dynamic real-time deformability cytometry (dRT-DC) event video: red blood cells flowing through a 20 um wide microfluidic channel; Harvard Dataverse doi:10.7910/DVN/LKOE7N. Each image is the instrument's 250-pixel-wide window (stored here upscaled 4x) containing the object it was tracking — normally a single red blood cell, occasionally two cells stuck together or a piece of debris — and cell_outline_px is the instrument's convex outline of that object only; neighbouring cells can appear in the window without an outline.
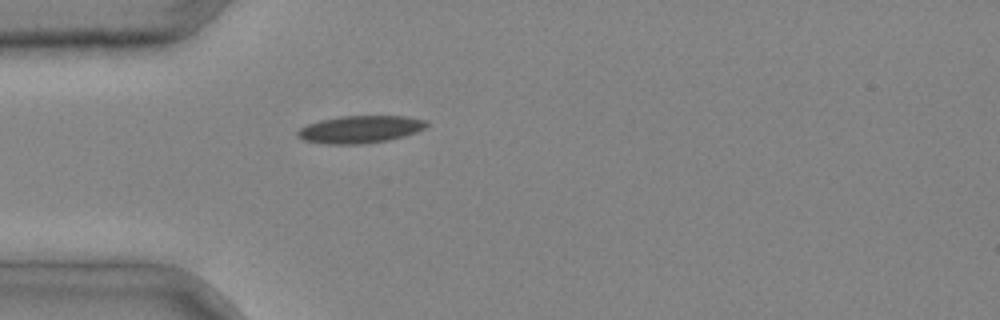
{"species": "common noctule bat (a hibernating species)", "species_latin": "Nyctalus noctula", "temperature_condition": "cold", "stored_images_in_passage": 4, "camera_frame_rate_fps": 3000, "um_per_image_px": 0.085, "animal": {"sex": "male", "body_mass_g": 20.4}, "frame": {"image": 1, "passage_image": 4, "time_ms": 1.0, "image_size_px": [1000, 320], "cell_outline_px": [[428, 124], [424, 128], [416, 132], [404, 136], [388, 140], [364, 144], [324, 144], [304, 140], [296, 136], [296, 132], [300, 128], [308, 124], [320, 120], [340, 116], [404, 116], [428, 120]], "centroid_in_image_um": [30.6, 10.99], "position_along_channel_um": 54.4, "area_um2": 20.69}}